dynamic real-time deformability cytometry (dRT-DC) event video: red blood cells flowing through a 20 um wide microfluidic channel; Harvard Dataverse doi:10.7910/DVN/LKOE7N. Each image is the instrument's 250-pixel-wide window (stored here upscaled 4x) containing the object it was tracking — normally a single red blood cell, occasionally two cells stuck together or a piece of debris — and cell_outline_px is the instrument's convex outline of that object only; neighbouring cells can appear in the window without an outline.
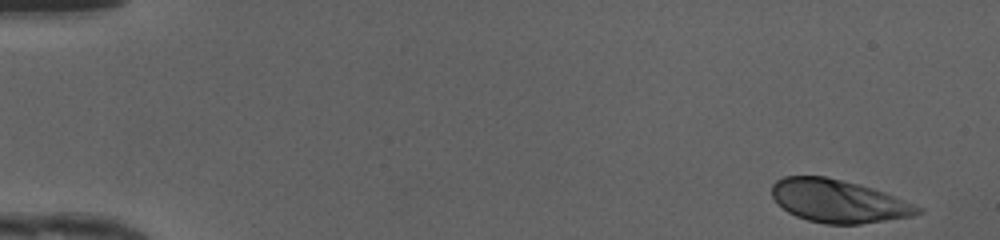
{"species": "human", "species_latin": "Homo sapiens", "temperature_condition": "cold", "stored_images_in_passage": 47, "camera_frame_rate_fps": 3000, "um_per_image_px": 0.085, "donor": {"sex": "female"}, "frame": {"image": 1, "passage_image": 1, "time_ms": 0.0, "image_size_px": [1000, 240], "cell_outline_px": [[924, 212], [912, 216], [860, 224], [824, 224], [808, 220], [796, 216], [788, 212], [772, 196], [772, 184], [776, 180], [784, 176], [824, 176], [860, 184], [884, 192], [924, 208]], "centroid_in_image_um": [71.28, 17.09], "position_along_channel_um": 13.7, "area_um2": 36.36}}
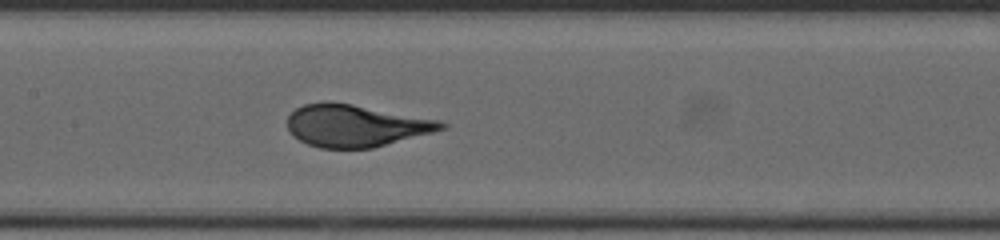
{"frame": {"image": 2, "passage_image": 23, "time_ms": 7.333, "image_size_px": [1000, 240], "cell_outline_px": [[448, 124], [444, 128], [432, 132], [372, 148], [320, 148], [308, 144], [292, 136], [288, 132], [288, 116], [296, 108], [304, 104], [324, 100], [352, 104], [440, 120]], "centroid_in_image_um": [30.18, 10.67], "position_along_channel_um": 177.2, "area_um2": 37.69}}
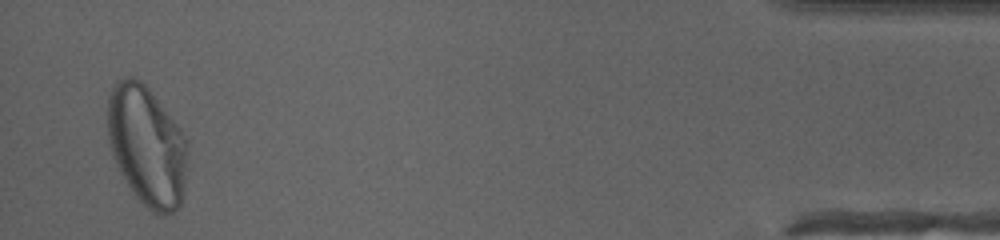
{"frame": {"image": 3, "passage_image": 46, "time_ms": 15.0, "image_size_px": [1000, 240], "cell_outline_px": [[188, 156], [180, 204], [172, 212], [164, 216], [152, 212], [132, 192], [120, 172], [112, 156], [108, 140], [108, 96], [116, 80], [124, 76], [136, 76], [148, 88], [180, 128], [188, 140]], "centroid_in_image_um": [12.47, 12.37], "position_along_channel_um": 422.7, "area_um2": 56.07}, "authors_computed_cell_mechanics": {"area_um2": 37.6278, "velocity_mm_per_s": 4.1645, "shape_relaxation_time_tau1_ms": 4.1008, "shape_relaxation_time_tau2_ms": null, "deformation_change_tau1": 0.2058, "deformation_change_tau2": null}}